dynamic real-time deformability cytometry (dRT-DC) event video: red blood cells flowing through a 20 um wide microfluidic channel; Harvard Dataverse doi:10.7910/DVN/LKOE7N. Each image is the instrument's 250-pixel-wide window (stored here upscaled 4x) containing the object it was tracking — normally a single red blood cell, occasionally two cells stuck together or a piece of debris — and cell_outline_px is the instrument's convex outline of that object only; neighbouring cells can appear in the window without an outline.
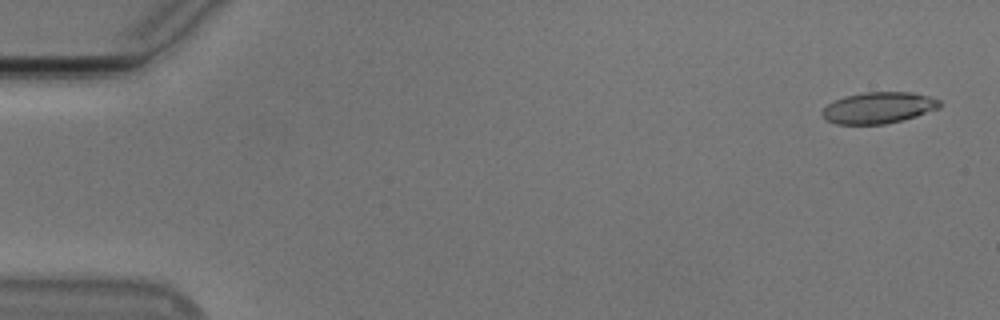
{"species": "Egyptian fruit bat (a non-hibernating species)", "species_latin": "Rousettus aegyptiacus", "temperature_condition": "cold", "stored_images_in_passage": 54, "camera_frame_rate_fps": 3000, "um_per_image_px": 0.085, "animal": {"sex": "male"}, "frame": {"image": 1, "passage_image": 2, "time_ms": 0.333, "image_size_px": [1000, 320], "cell_outline_px": [[940, 108], [916, 116], [884, 124], [836, 124], [824, 120], [820, 112], [828, 104], [844, 96], [864, 92], [912, 92], [928, 96], [940, 100]], "centroid_in_image_um": [74.64, 9.16], "position_along_channel_um": 10.4, "area_um2": 21.44}}
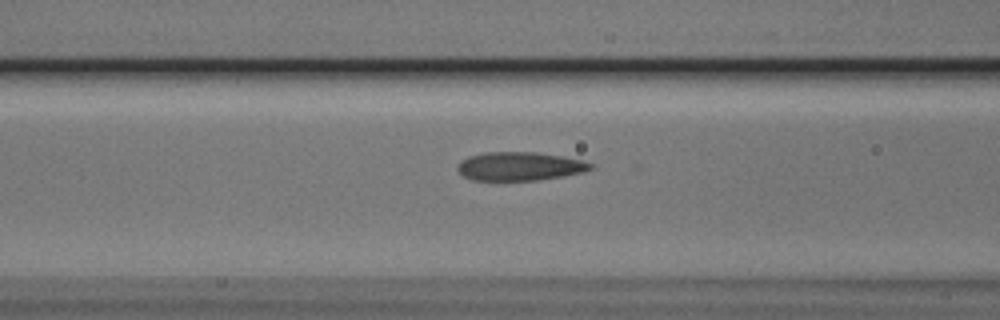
{"frame": {"image": 2, "passage_image": 22, "time_ms": 7.0, "image_size_px": [1000, 320], "cell_outline_px": [[596, 168], [580, 172], [560, 176], [536, 180], [472, 180], [464, 176], [456, 168], [456, 164], [460, 160], [468, 156], [484, 152], [536, 152], [584, 160], [592, 164]], "centroid_in_image_um": [44.13, 14.12], "position_along_channel_um": 122.5, "area_um2": 22.14}}
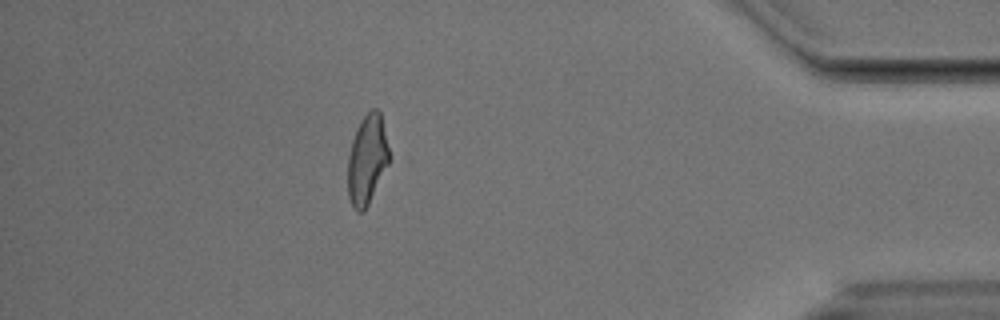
{"frame": {"image": 3, "passage_image": 48, "time_ms": 15.667, "image_size_px": [1000, 320], "cell_outline_px": [[388, 164], [364, 212], [356, 212], [348, 196], [348, 156], [352, 140], [356, 128], [360, 120], [372, 108], [376, 108], [380, 112], [388, 148]], "centroid_in_image_um": [31.18, 13.57], "position_along_channel_um": 404.0, "area_um2": 21.21}, "authors_computed_cell_mechanics": {"area_um2": 22.0507, "velocity_mm_per_s": 3.7558, "shape_relaxation_time_tau1_ms": 6.2461, "shape_relaxation_time_tau2_ms": 1.3368, "deformation_change_tau1": 0.1791, "deformation_change_tau2": 0.0989}}